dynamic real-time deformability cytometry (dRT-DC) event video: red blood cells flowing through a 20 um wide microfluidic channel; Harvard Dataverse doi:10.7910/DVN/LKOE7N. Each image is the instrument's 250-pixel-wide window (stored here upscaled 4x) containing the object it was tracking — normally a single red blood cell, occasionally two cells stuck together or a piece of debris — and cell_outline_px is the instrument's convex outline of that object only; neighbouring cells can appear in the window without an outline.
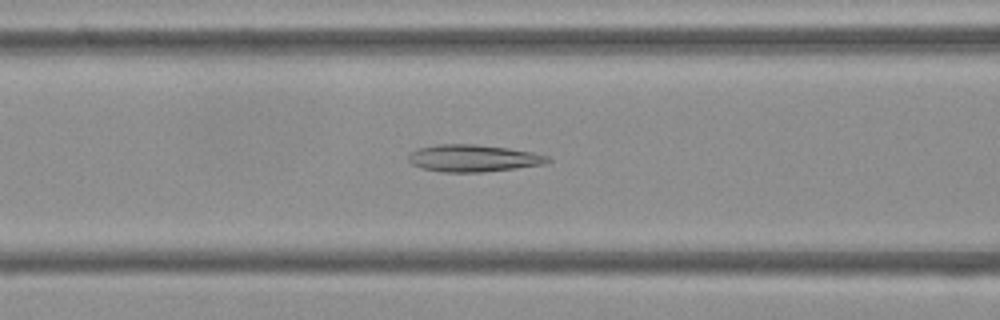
{"species": "Egyptian fruit bat (a non-hibernating species)", "species_latin": "Rousettus aegyptiacus", "temperature_condition": "cold", "stored_images_in_passage": 53, "camera_frame_rate_fps": 3000, "um_per_image_px": 0.085, "frame": {"image": 1, "passage_image": 21, "time_ms": 6.667, "image_size_px": [1000, 320], "cell_outline_px": [[552, 160], [544, 164], [516, 168], [480, 172], [444, 172], [424, 168], [412, 164], [408, 160], [408, 152], [420, 148], [436, 144], [476, 144], [508, 148], [532, 152], [548, 156]], "centroid_in_image_um": [40.22, 13.44], "position_along_channel_um": 126.4, "area_um2": 21.91}}
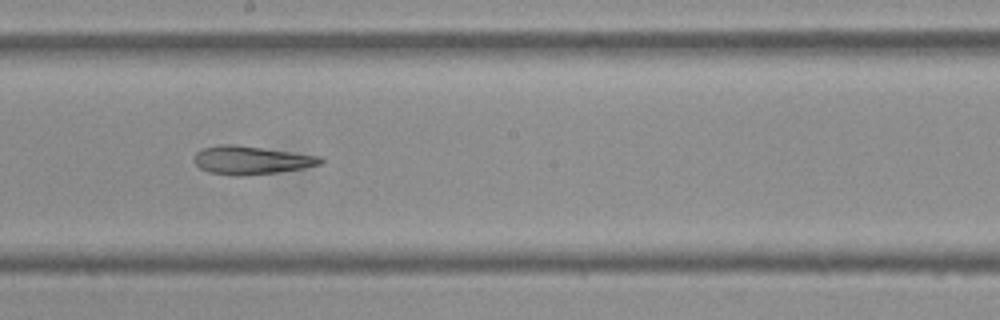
{"frame": {"image": 2, "passage_image": 29, "time_ms": 9.333, "image_size_px": [1000, 320], "cell_outline_px": [[324, 164], [280, 172], [244, 176], [232, 176], [208, 172], [200, 168], [192, 160], [196, 152], [200, 148], [220, 144], [236, 144], [324, 156]], "centroid_in_image_um": [21.37, 13.61], "position_along_channel_um": 226.8, "area_um2": 21.44}}
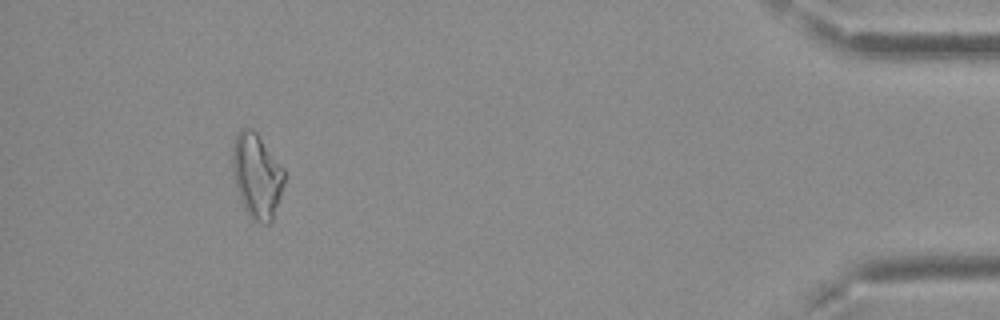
{"frame": {"image": 3, "passage_image": 49, "time_ms": 16.0, "image_size_px": [1000, 320], "cell_outline_px": [[284, 184], [272, 224], [260, 224], [252, 220], [248, 216], [240, 200], [236, 188], [232, 172], [232, 144], [236, 132], [244, 128], [252, 128], [256, 132], [284, 168]], "centroid_in_image_um": [21.81, 14.97], "position_along_channel_um": 413.4, "area_um2": 26.07}, "authors_computed_cell_mechanics": {"area_um2": 23.3512, "velocity_mm_per_s": 3.7697, "shape_relaxation_time_tau1_ms": null, "shape_relaxation_time_tau2_ms": 4.2153, "deformation_change_tau1": null, "deformation_change_tau2": 0.1223}}